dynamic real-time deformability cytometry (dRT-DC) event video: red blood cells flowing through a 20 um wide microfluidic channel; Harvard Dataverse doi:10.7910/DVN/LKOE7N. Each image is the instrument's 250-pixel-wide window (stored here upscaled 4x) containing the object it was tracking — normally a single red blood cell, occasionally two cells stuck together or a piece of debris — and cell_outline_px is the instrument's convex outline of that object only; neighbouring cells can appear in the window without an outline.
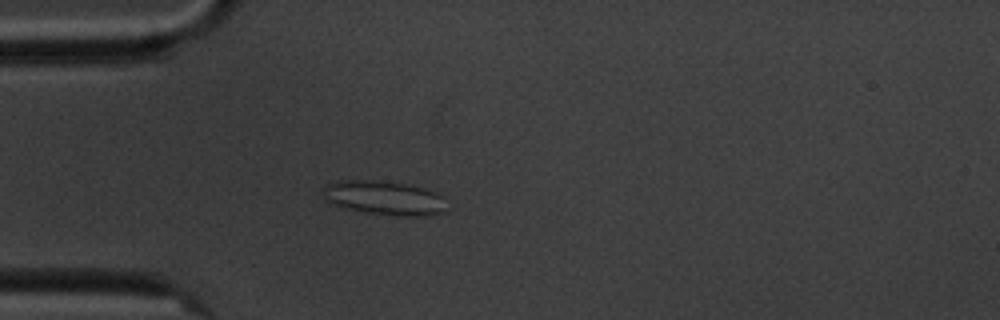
{"species": "common noctule bat (a hibernating species)", "species_latin": "Nyctalus noctula", "temperature_condition": "cold", "stored_images_in_passage": 7, "camera_frame_rate_fps": 3000, "um_per_image_px": 0.085, "animal": {"sex": "male", "body_mass_g": 20.1, "forearm_length_mm": 53.5}, "frame": {"image": 1, "passage_image": 4, "time_ms": 3.667, "image_size_px": [1000, 320], "cell_outline_px": [[444, 212], [424, 216], [404, 216], [368, 212], [348, 208], [332, 204], [324, 200], [320, 188], [336, 180], [364, 180], [404, 184], [424, 188], [436, 192], [444, 196]], "centroid_in_image_um": [32.61, 16.81], "position_along_channel_um": 52.4, "area_um2": 24.39}}
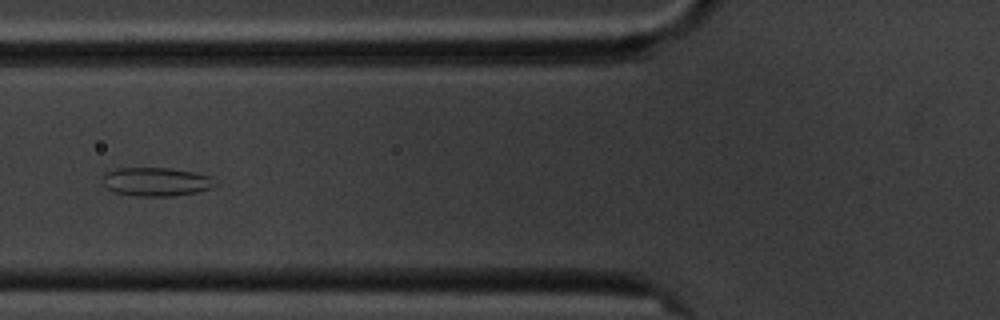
{"frame": {"image": 2, "passage_image": 6, "time_ms": 5.667, "image_size_px": [1000, 320], "cell_outline_px": [[216, 184], [212, 188], [196, 192], [172, 196], [136, 196], [112, 192], [104, 188], [100, 176], [116, 168], [172, 168], [212, 176], [216, 180]], "centroid_in_image_um": [13.23, 15.45], "position_along_channel_um": 112.6, "area_um2": 19.13}}